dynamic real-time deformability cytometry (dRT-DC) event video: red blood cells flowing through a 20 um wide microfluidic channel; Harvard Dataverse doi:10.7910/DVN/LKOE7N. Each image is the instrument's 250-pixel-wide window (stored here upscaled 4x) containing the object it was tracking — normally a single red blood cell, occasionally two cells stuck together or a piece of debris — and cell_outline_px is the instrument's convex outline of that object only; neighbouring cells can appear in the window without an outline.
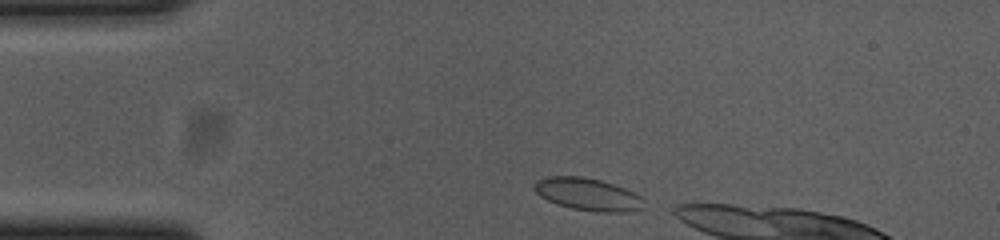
{"species": "common noctule bat (a hibernating species)", "species_latin": "Nyctalus noctula", "temperature_condition": "cold", "stored_images_in_passage": 8, "camera_frame_rate_fps": 3000, "um_per_image_px": 0.085, "animal": {"sex": "female", "body_mass_g": 23.0, "forearm_length_mm": 53.4}, "frame": {"image": 1, "passage_image": 1, "time_ms": 0.0, "image_size_px": [1000, 240], "cell_outline_px": [[644, 208], [628, 212], [596, 212], [572, 208], [556, 204], [540, 196], [532, 188], [532, 184], [536, 180], [548, 176], [580, 176], [600, 180], [624, 188], [640, 196], [644, 200]], "centroid_in_image_um": [49.93, 16.52], "position_along_channel_um": 35.1, "area_um2": 20.81}}
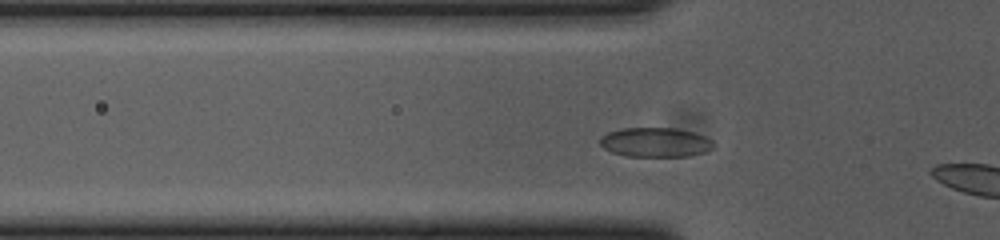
{"frame": {"image": 2, "passage_image": 7, "time_ms": 2.0, "image_size_px": [1000, 240], "cell_outline_px": [[716, 144], [712, 148], [704, 152], [688, 156], [624, 156], [612, 152], [604, 148], [600, 144], [600, 136], [608, 132], [624, 128], [672, 128], [692, 132], [704, 136], [712, 140]], "centroid_in_image_um": [55.69, 12.1], "position_along_channel_um": 70.1, "area_um2": 19.42}}